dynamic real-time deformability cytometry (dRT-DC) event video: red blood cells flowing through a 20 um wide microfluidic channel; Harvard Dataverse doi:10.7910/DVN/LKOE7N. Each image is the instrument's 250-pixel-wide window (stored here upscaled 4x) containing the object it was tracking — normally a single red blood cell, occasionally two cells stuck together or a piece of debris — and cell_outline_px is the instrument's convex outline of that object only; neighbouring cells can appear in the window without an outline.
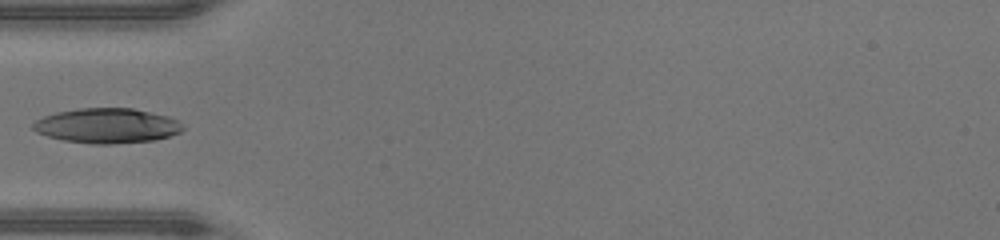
{"species": "human", "species_latin": "Homo sapiens", "temperature_condition": "warm", "stored_images_in_passage": 32, "camera_frame_rate_fps": 3000, "um_per_image_px": 0.085, "donor": {"sex": "male"}, "frame": {"image": 1, "passage_image": 1, "time_ms": 0.0, "image_size_px": [1000, 240], "cell_outline_px": [[184, 128], [180, 132], [156, 140], [112, 144], [92, 144], [64, 140], [48, 136], [36, 132], [32, 128], [32, 124], [36, 120], [44, 116], [56, 112], [80, 108], [132, 108], [168, 116], [184, 124]], "centroid_in_image_um": [9.1, 10.68], "position_along_channel_um": 75.9, "area_um2": 30.46}}
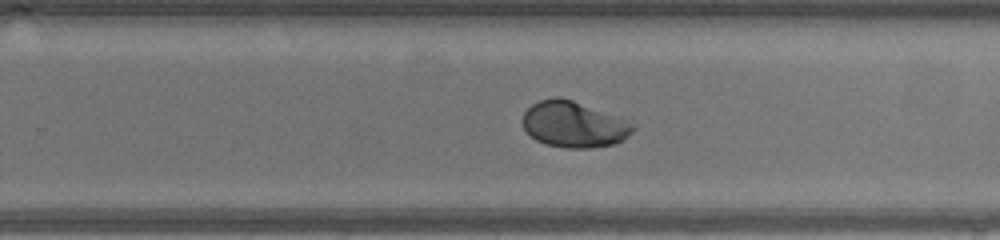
{"frame": {"image": 2, "passage_image": 15, "time_ms": 4.667, "image_size_px": [1000, 240], "cell_outline_px": [[636, 128], [624, 140], [612, 144], [592, 148], [564, 148], [544, 144], [536, 140], [524, 128], [524, 112], [532, 104], [540, 100], [556, 96], [560, 96], [572, 100], [624, 120]], "centroid_in_image_um": [48.74, 10.59], "position_along_channel_um": 281.1, "area_um2": 29.07}}
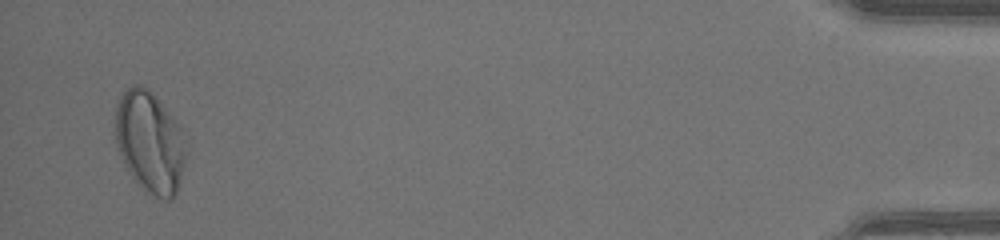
{"frame": {"image": 3, "passage_image": 31, "time_ms": 10.0, "image_size_px": [1000, 240], "cell_outline_px": [[184, 164], [176, 192], [172, 200], [164, 200], [144, 192], [128, 172], [120, 156], [116, 144], [116, 104], [124, 88], [132, 84], [140, 84], [148, 88], [152, 92], [176, 124], [184, 156]], "centroid_in_image_um": [12.64, 12.09], "position_along_channel_um": 422.6, "area_um2": 40.92}}